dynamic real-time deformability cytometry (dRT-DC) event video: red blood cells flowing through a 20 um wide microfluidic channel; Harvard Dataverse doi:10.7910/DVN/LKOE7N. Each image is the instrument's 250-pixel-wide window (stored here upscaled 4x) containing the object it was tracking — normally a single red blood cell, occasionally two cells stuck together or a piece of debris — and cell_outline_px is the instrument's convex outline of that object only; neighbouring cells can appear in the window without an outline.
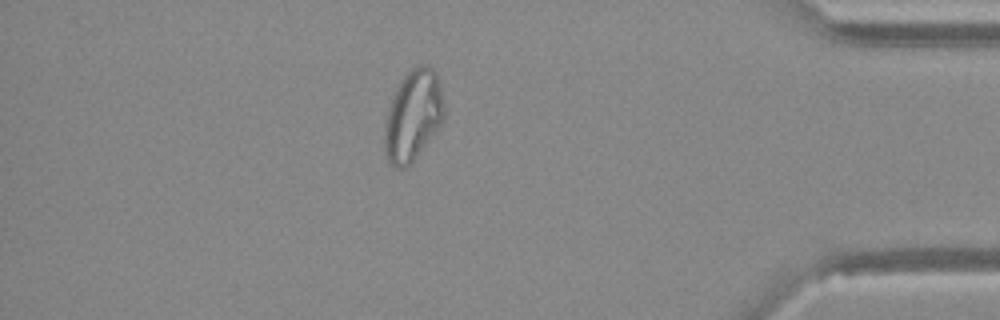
{"species": "Egyptian fruit bat (a non-hibernating species)", "species_latin": "Rousettus aegyptiacus", "temperature_condition": "warm", "stored_images_in_passage": 42, "camera_frame_rate_fps": 3000, "um_per_image_px": 0.085, "animal": {"sex": "female"}, "frame": {"image": 1, "passage_image": 36, "time_ms": 11.667, "image_size_px": [1000, 320], "cell_outline_px": [[444, 120], [416, 156], [404, 168], [396, 168], [388, 160], [384, 152], [384, 124], [388, 108], [396, 88], [404, 76], [412, 68], [420, 64], [424, 64], [432, 68], [436, 72], [440, 84], [444, 104]], "centroid_in_image_um": [35.1, 9.8], "position_along_channel_um": 400.1, "area_um2": 31.27}}